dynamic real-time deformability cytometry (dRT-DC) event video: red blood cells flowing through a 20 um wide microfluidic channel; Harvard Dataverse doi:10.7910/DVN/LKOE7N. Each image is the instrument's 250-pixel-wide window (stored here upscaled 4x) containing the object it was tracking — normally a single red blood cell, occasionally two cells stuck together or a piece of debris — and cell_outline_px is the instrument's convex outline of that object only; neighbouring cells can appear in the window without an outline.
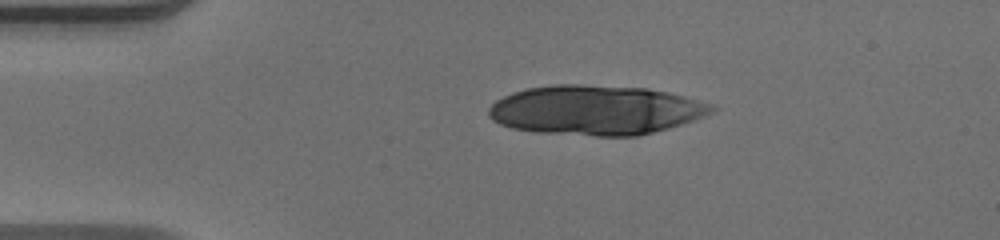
{"species": "human", "species_latin": "Homo sapiens", "temperature_condition": "warm", "stored_images_in_passage": 41, "camera_frame_rate_fps": 3000, "um_per_image_px": 0.085, "donor": {"sex": "male"}, "frame": {"image": 1, "passage_image": 1, "time_ms": 0.0, "image_size_px": [1000, 240], "cell_outline_px": [[720, 108], [704, 116], [668, 128], [636, 136], [596, 136], [536, 132], [512, 128], [500, 124], [492, 120], [488, 116], [488, 108], [496, 100], [512, 92], [528, 88], [552, 84], [580, 84], [644, 88], [668, 92], [716, 104]], "centroid_in_image_um": [50.63, 9.35], "position_along_channel_um": 34.4, "area_um2": 64.68}}
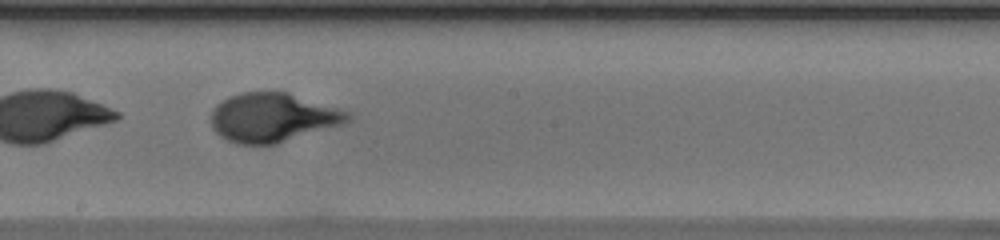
{"frame": {"image": 2, "passage_image": 19, "time_ms": 6.0, "image_size_px": [1000, 240], "cell_outline_px": [[352, 116], [348, 120], [340, 124], [276, 144], [236, 144], [220, 136], [212, 128], [212, 112], [216, 104], [240, 92], [288, 92], [352, 112]], "centroid_in_image_um": [23.18, 9.98], "position_along_channel_um": 225.0, "area_um2": 38.67}}
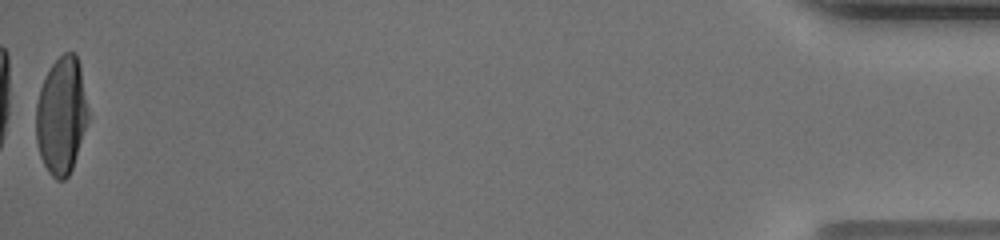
{"frame": {"image": 3, "passage_image": 41, "time_ms": 13.333, "image_size_px": [1000, 240], "cell_outline_px": [[88, 120], [72, 168], [68, 176], [64, 180], [56, 180], [48, 172], [40, 156], [36, 140], [36, 104], [40, 88], [52, 64], [64, 52], [76, 52], [80, 64], [88, 108]], "centroid_in_image_um": [5.22, 9.82], "position_along_channel_um": 430.0, "area_um2": 35.55}, "authors_computed_cell_mechanics": {"area_um2": 38.6682, "velocity_mm_per_s": 4.114, "shape_relaxation_time_tau1_ms": 5.1139, "shape_relaxation_time_tau2_ms": null, "deformation_change_tau1": 0.2751, "deformation_change_tau2": null}}